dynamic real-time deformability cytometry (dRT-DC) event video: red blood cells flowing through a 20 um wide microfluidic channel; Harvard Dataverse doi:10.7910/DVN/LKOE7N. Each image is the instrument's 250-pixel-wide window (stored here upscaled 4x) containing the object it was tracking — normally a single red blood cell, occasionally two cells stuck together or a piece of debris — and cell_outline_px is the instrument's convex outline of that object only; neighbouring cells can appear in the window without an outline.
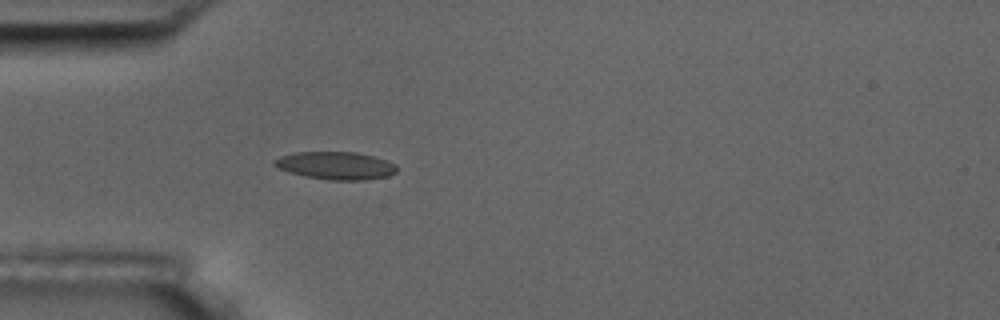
{"species": "common noctule bat (a hibernating species)", "species_latin": "Nyctalus noctula", "temperature_condition": "room temperature", "stored_images_in_passage": 41, "camera_frame_rate_fps": 3000, "um_per_image_px": 0.085, "animal": {"sex": "male", "body_mass_g": 17.5, "forearm_length_mm": 52.3}, "frame": {"image": 1, "passage_image": 1, "time_ms": 0.0, "image_size_px": [1000, 320], "cell_outline_px": [[396, 172], [388, 176], [364, 180], [332, 180], [304, 176], [288, 172], [272, 164], [272, 160], [280, 156], [296, 152], [356, 152], [372, 156], [396, 164]], "centroid_in_image_um": [28.51, 14.07], "position_along_channel_um": 56.5, "area_um2": 19.71}}
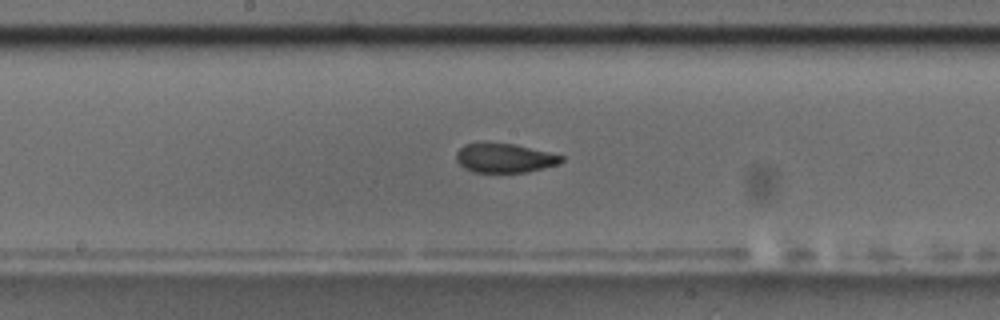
{"frame": {"image": 2, "passage_image": 14, "time_ms": 4.333, "image_size_px": [1000, 320], "cell_outline_px": [[564, 160], [560, 164], [528, 172], [472, 172], [464, 168], [456, 160], [456, 152], [464, 144], [484, 140], [516, 144], [564, 156]], "centroid_in_image_um": [42.86, 13.4], "position_along_channel_um": 205.3, "area_um2": 18.5}}
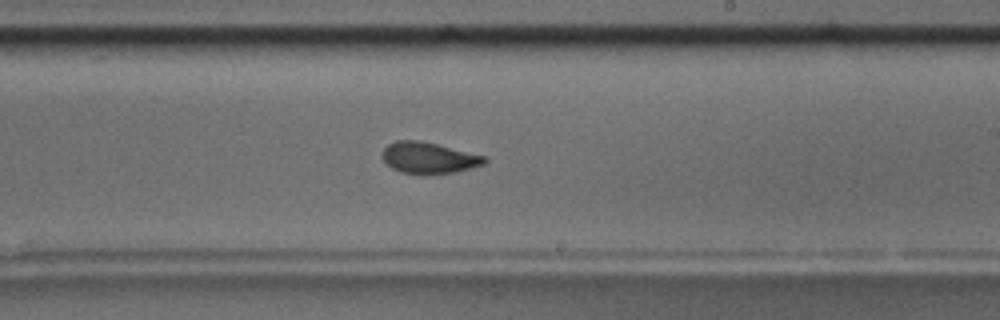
{"frame": {"image": 3, "passage_image": 18, "time_ms": 5.667, "image_size_px": [1000, 320], "cell_outline_px": [[488, 160], [484, 164], [472, 168], [456, 172], [400, 172], [392, 168], [380, 156], [380, 152], [388, 144], [396, 140], [420, 140], [484, 156]], "centroid_in_image_um": [36.41, 13.38], "position_along_channel_um": 252.6, "area_um2": 18.15}, "authors_computed_cell_mechanics": {"area_um2": 18.9584, "velocity_mm_per_s": 3.5581, "shape_relaxation_time_tau1_ms": null, "shape_relaxation_time_tau2_ms": 1.677, "deformation_change_tau1": null, "deformation_change_tau2": 0.0759}}